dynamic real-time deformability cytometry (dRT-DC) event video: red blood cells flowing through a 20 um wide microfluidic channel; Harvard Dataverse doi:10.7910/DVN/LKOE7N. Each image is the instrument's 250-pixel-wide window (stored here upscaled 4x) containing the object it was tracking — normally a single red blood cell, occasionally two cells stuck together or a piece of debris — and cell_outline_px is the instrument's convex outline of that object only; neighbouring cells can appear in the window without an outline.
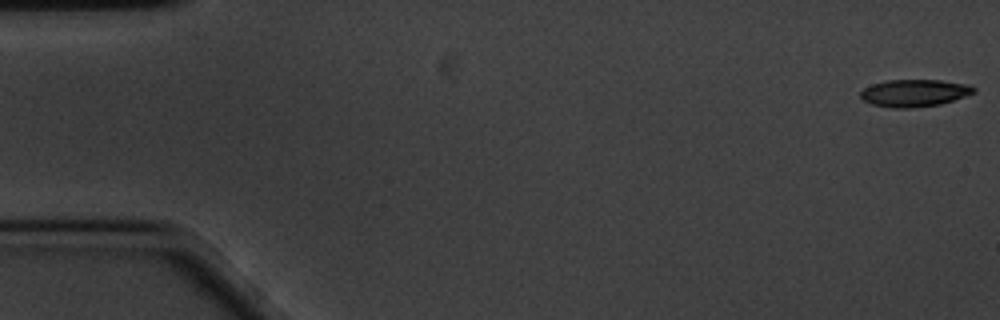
{"species": "common noctule bat (a hibernating species)", "species_latin": "Nyctalus noctula", "temperature_condition": "cold", "stored_images_in_passage": 59, "camera_frame_rate_fps": 3000, "um_per_image_px": 0.085, "animal": {"sex": "male", "body_mass_g": 20.1, "forearm_length_mm": 53.5}, "frame": {"image": 1, "passage_image": 1, "time_ms": 0.0, "image_size_px": [1000, 320], "cell_outline_px": [[976, 92], [940, 104], [912, 108], [896, 108], [872, 104], [864, 100], [860, 96], [860, 92], [864, 88], [872, 84], [888, 80], [940, 80], [968, 84], [976, 88]], "centroid_in_image_um": [77.73, 7.9], "position_along_channel_um": 7.3, "area_um2": 17.86}}
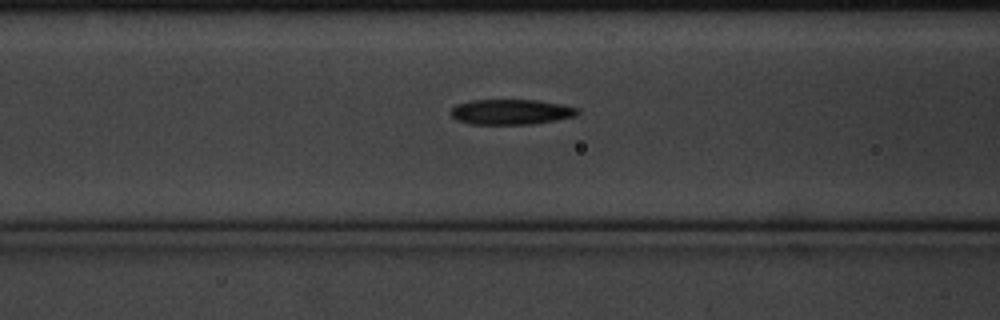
{"frame": {"image": 2, "passage_image": 23, "time_ms": 7.333, "image_size_px": [1000, 320], "cell_outline_px": [[580, 112], [576, 116], [556, 120], [528, 124], [472, 124], [456, 120], [448, 112], [456, 104], [472, 100], [536, 100], [560, 104], [580, 108]], "centroid_in_image_um": [43.43, 9.51], "position_along_channel_um": 123.2, "area_um2": 18.73}}
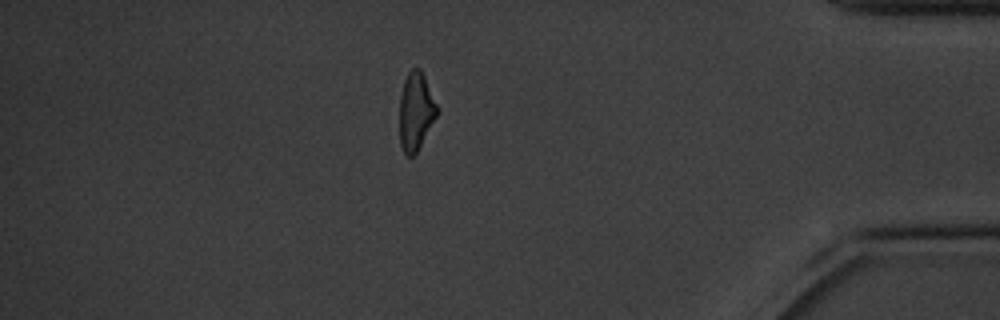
{"frame": {"image": 3, "passage_image": 51, "time_ms": 16.667, "image_size_px": [1000, 320], "cell_outline_px": [[440, 112], [416, 152], [412, 156], [408, 156], [404, 152], [400, 144], [400, 96], [404, 80], [408, 72], [412, 68], [420, 68], [440, 108]], "centroid_in_image_um": [35.37, 9.44], "position_along_channel_um": 399.8, "area_um2": 17.17}, "authors_computed_cell_mechanics": {"area_um2": 18.3226, "velocity_mm_per_s": 3.3789, "shape_relaxation_time_tau1_ms": 4.2668, "shape_relaxation_time_tau2_ms": 3.3371, "deformation_change_tau1": 0.1435, "deformation_change_tau2": 0.1142}}